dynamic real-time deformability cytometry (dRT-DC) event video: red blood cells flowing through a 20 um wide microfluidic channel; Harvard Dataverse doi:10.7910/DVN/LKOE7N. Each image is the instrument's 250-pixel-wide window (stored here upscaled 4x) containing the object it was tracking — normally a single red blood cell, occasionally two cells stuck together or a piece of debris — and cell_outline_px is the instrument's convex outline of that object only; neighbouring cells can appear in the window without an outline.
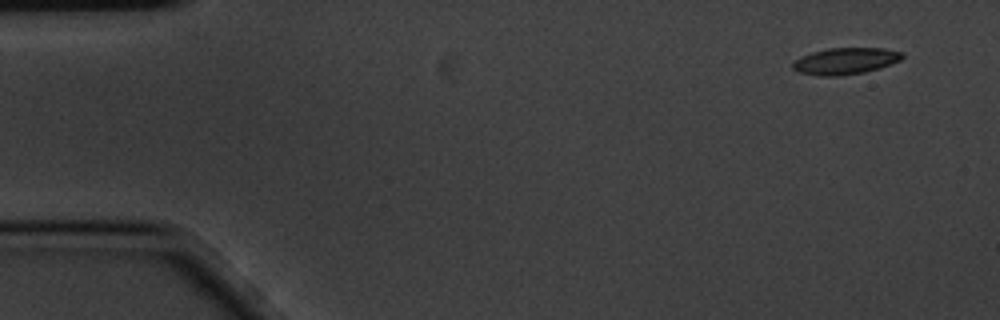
{"species": "common noctule bat (a hibernating species)", "species_latin": "Nyctalus noctula", "temperature_condition": "cold", "stored_images_in_passage": 4, "camera_frame_rate_fps": 3000, "um_per_image_px": 0.085, "animal": {"sex": "male", "body_mass_g": 20.1, "forearm_length_mm": 53.5}, "frame": {"image": 1, "passage_image": 1, "time_ms": 0.0, "image_size_px": [1000, 320], "cell_outline_px": [[904, 56], [900, 60], [880, 68], [864, 72], [840, 76], [820, 76], [800, 72], [792, 68], [792, 64], [796, 60], [812, 52], [828, 48], [884, 48], [904, 52]], "centroid_in_image_um": [71.9, 5.18], "position_along_channel_um": 13.1, "area_um2": 16.88}}
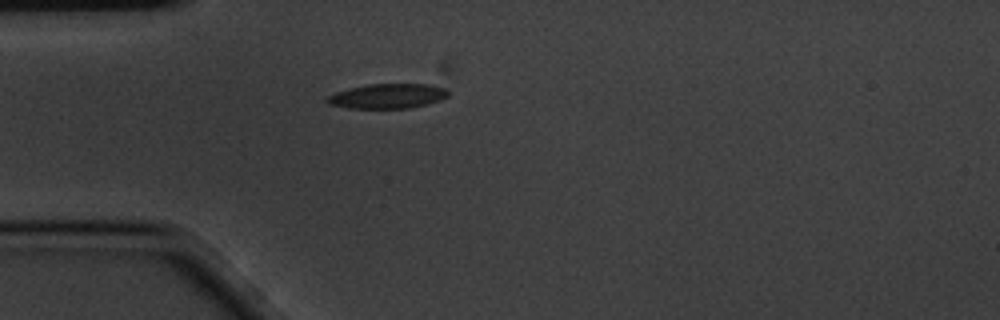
{"frame": {"image": 2, "passage_image": 4, "time_ms": 1.0, "image_size_px": [1000, 320], "cell_outline_px": [[448, 96], [440, 100], [408, 108], [348, 108], [328, 104], [324, 100], [328, 96], [336, 92], [348, 88], [368, 84], [432, 84], [444, 88], [448, 92]], "centroid_in_image_um": [32.91, 8.16], "position_along_channel_um": 52.1, "area_um2": 17.4}}